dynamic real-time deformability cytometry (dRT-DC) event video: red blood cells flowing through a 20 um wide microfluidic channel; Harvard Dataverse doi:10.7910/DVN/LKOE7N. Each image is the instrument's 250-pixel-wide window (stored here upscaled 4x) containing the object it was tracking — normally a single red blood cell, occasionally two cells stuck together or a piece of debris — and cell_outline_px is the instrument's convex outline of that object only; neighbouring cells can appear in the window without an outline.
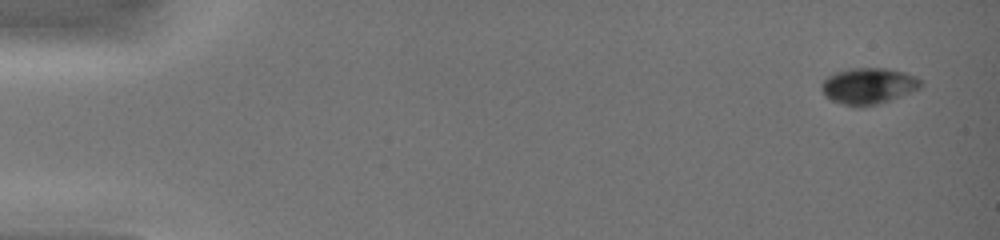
{"species": "common noctule bat (a hibernating species)", "species_latin": "Nyctalus noctula", "temperature_condition": "warm", "stored_images_in_passage": 12, "camera_frame_rate_fps": 3000, "um_per_image_px": 0.085, "animal": {"sex": "female", "body_mass_g": 19.0, "forearm_length_mm": 51.5}, "frame": {"image": 1, "passage_image": 1, "time_ms": 0.0, "image_size_px": [1000, 240], "cell_outline_px": [[924, 80], [920, 88], [900, 96], [864, 108], [856, 108], [832, 100], [824, 96], [820, 88], [820, 84], [828, 76], [836, 72], [848, 68], [884, 68], [904, 72], [916, 76]], "centroid_in_image_um": [73.8, 7.31], "position_along_channel_um": 11.2, "area_um2": 21.15}}
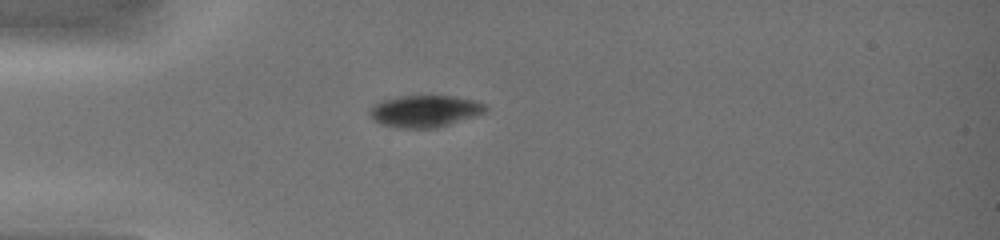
{"frame": {"image": 2, "passage_image": 6, "time_ms": 4.0, "image_size_px": [1000, 240], "cell_outline_px": [[488, 112], [436, 128], [396, 128], [380, 124], [372, 120], [368, 112], [380, 100], [396, 96], [456, 96], [488, 104]], "centroid_in_image_um": [36.12, 9.45], "position_along_channel_um": 48.9, "area_um2": 21.79}}
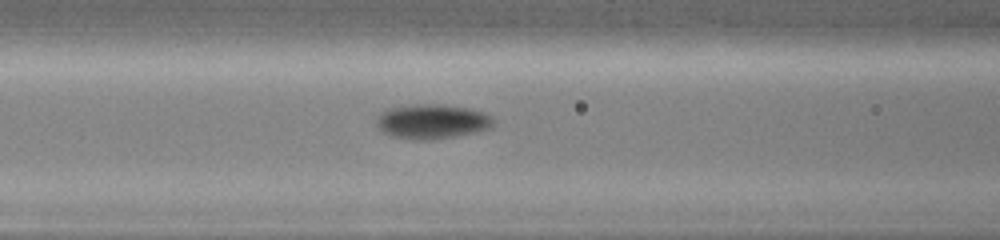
{"frame": {"image": 3, "passage_image": 9, "time_ms": 6.333, "image_size_px": [1000, 240], "cell_outline_px": [[496, 120], [492, 128], [476, 132], [456, 136], [428, 140], [412, 140], [392, 136], [380, 132], [376, 124], [376, 116], [380, 112], [388, 108], [416, 104], [440, 104], [468, 108], [484, 112], [492, 116]], "centroid_in_image_um": [36.72, 10.33], "position_along_channel_um": 129.9, "area_um2": 24.04}}